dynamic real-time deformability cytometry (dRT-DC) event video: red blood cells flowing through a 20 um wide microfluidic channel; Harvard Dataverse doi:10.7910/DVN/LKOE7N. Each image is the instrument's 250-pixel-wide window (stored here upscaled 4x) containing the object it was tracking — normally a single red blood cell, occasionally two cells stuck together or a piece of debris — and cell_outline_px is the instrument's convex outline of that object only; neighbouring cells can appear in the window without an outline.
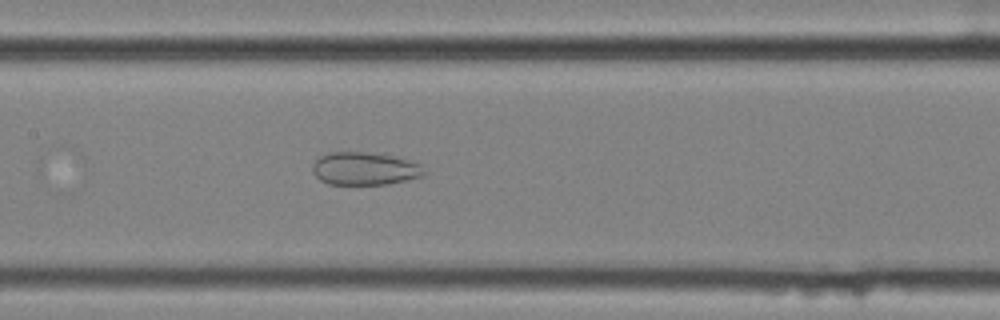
{"species": "common noctule bat (a hibernating species)", "species_latin": "Nyctalus noctula", "temperature_condition": "cold", "stored_images_in_passage": 50, "camera_frame_rate_fps": 3000, "um_per_image_px": 0.085, "animal": {"sex": "female", "body_mass_g": 25.1}, "frame": {"image": 1, "passage_image": 22, "time_ms": 7.0, "image_size_px": [1000, 320], "cell_outline_px": [[424, 176], [388, 184], [328, 184], [320, 180], [312, 172], [312, 164], [320, 156], [332, 152], [364, 152], [392, 156], [408, 160], [420, 164], [424, 172]], "centroid_in_image_um": [30.97, 14.34], "position_along_channel_um": 176.4, "area_um2": 21.21}}
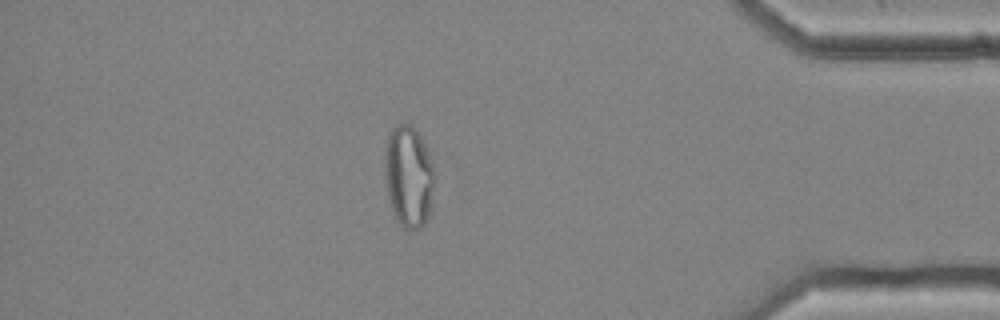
{"frame": {"image": 2, "passage_image": 43, "time_ms": 14.0, "image_size_px": [1000, 320], "cell_outline_px": [[432, 184], [428, 216], [424, 224], [420, 228], [404, 228], [396, 220], [388, 196], [384, 172], [384, 152], [388, 136], [392, 128], [396, 124], [412, 124], [428, 148], [432, 164]], "centroid_in_image_um": [34.69, 14.94], "position_along_channel_um": 400.5, "area_um2": 29.13}, "authors_computed_cell_mechanics": {"area_um2": 29.8826, "velocity_mm_per_s": 3.6599, "shape_relaxation_time_tau1_ms": null, "shape_relaxation_time_tau2_ms": 1.8548, "deformation_change_tau1": null, "deformation_change_tau2": 0.0826}}